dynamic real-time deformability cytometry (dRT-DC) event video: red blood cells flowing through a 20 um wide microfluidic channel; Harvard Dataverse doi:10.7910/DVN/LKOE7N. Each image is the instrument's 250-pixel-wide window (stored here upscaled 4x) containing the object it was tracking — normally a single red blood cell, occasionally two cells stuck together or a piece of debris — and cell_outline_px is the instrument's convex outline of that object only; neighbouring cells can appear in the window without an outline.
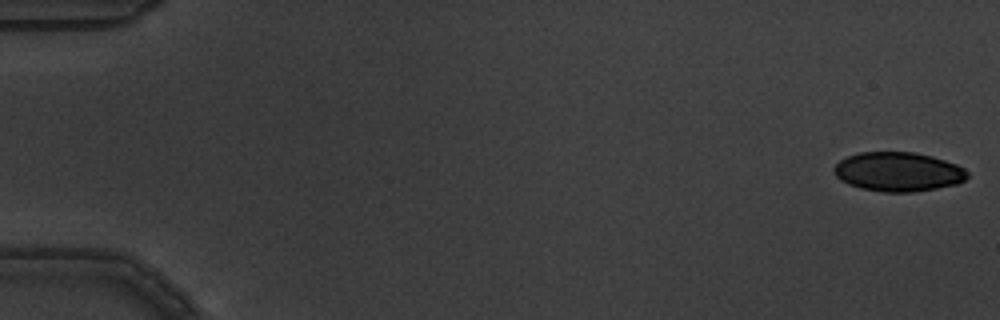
{"species": "common noctule bat (a hibernating species)", "species_latin": "Nyctalus noctula", "temperature_condition": "warm", "stored_images_in_passage": 4, "camera_frame_rate_fps": 3000, "um_per_image_px": 0.085, "animal": {"sex": "male", "body_mass_g": 19.5, "forearm_length_mm": 54.6}, "frame": {"image": 1, "passage_image": 1, "time_ms": 0.0, "image_size_px": [1000, 320], "cell_outline_px": [[968, 176], [964, 180], [956, 184], [936, 188], [912, 192], [884, 192], [860, 188], [848, 184], [840, 180], [836, 176], [832, 168], [840, 160], [848, 156], [860, 152], [912, 152], [932, 156], [956, 164], [964, 168], [968, 172]], "centroid_in_image_um": [76.33, 14.6], "position_along_channel_um": 8.7, "area_um2": 30.46}}